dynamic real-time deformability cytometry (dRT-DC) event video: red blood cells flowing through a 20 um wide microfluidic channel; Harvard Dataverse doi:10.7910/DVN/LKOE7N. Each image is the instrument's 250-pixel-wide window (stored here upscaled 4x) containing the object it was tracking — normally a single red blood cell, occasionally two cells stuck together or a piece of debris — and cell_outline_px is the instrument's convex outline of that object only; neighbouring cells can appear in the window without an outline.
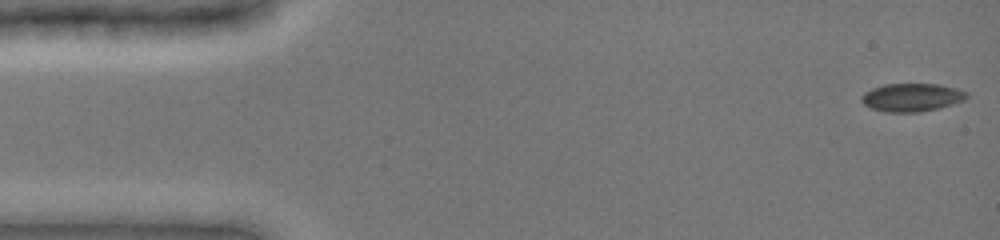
{"species": "common noctule bat (a hibernating species)", "species_latin": "Nyctalus noctula", "temperature_condition": "cold", "stored_images_in_passage": 48, "camera_frame_rate_fps": 3000, "um_per_image_px": 0.085, "animal": {"sex": "female", "body_mass_g": 19.0, "forearm_length_mm": 51.5}, "frame": {"image": 1, "passage_image": 1, "time_ms": 0.0, "image_size_px": [1000, 240], "cell_outline_px": [[968, 96], [964, 100], [936, 108], [920, 112], [884, 112], [872, 108], [864, 104], [860, 100], [860, 96], [864, 92], [872, 88], [884, 84], [940, 84], [956, 88], [968, 92]], "centroid_in_image_um": [77.47, 8.27], "position_along_channel_um": 7.5, "area_um2": 17.22}}
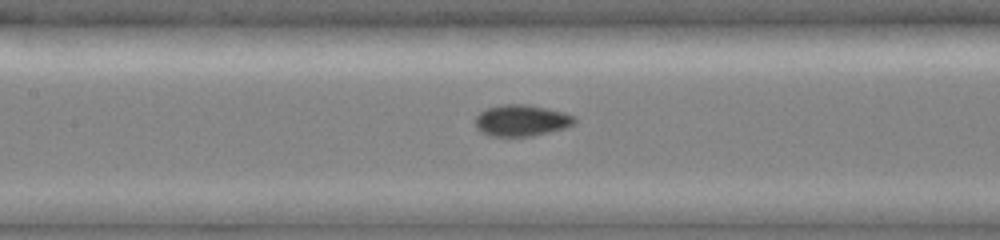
{"frame": {"image": 2, "passage_image": 22, "time_ms": 7.0, "image_size_px": [1000, 240], "cell_outline_px": [[576, 124], [564, 128], [532, 136], [492, 136], [480, 132], [476, 128], [476, 116], [480, 112], [488, 108], [504, 104], [528, 104], [564, 112], [576, 116]], "centroid_in_image_um": [44.35, 10.24], "position_along_channel_um": 163.1, "area_um2": 18.21}}
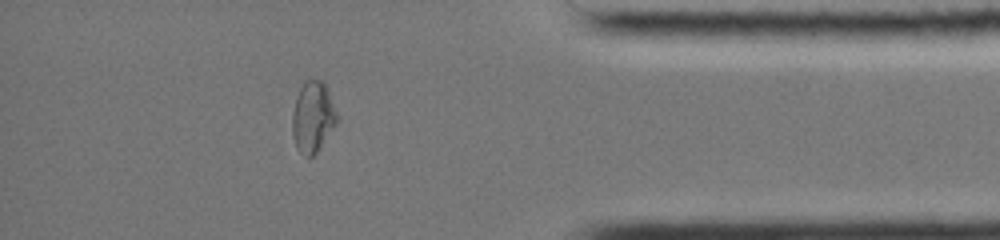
{"frame": {"image": 3, "passage_image": 42, "time_ms": 13.667, "image_size_px": [1000, 240], "cell_outline_px": [[340, 120], [316, 152], [312, 156], [308, 156], [300, 152], [296, 148], [292, 136], [292, 116], [296, 96], [300, 88], [308, 80], [320, 80], [328, 88], [340, 116]], "centroid_in_image_um": [26.62, 9.94], "position_along_channel_um": 408.6, "area_um2": 18.67}}